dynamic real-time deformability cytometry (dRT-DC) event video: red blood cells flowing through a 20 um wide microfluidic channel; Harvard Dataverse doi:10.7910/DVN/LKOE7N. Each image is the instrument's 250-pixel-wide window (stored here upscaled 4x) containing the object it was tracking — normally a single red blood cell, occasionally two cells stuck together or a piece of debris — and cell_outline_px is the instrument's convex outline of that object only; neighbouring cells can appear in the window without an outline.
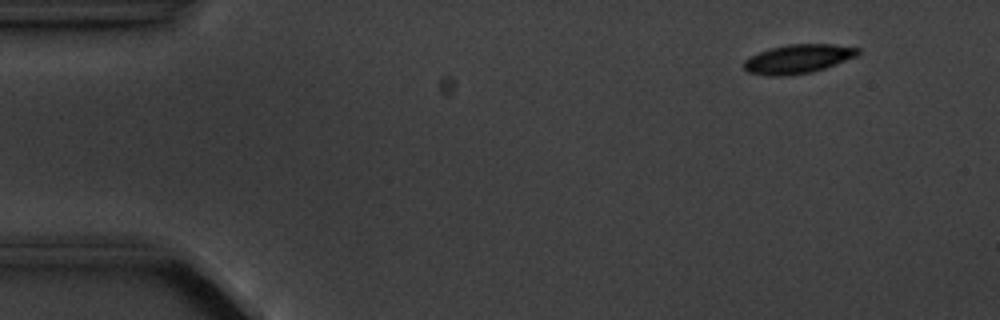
{"species": "common noctule bat (a hibernating species)", "species_latin": "Nyctalus noctula", "temperature_condition": "cold", "stored_images_in_passage": 6, "camera_frame_rate_fps": 3000, "um_per_image_px": 0.085, "animal": {"sex": "male", "body_mass_g": 20.1, "forearm_length_mm": 53.5}, "frame": {"image": 1, "passage_image": 2, "time_ms": 1.333, "image_size_px": [1000, 320], "cell_outline_px": [[860, 52], [856, 56], [836, 64], [812, 72], [784, 76], [768, 76], [748, 72], [744, 68], [744, 60], [748, 56], [772, 48], [788, 44], [832, 44], [860, 48]], "centroid_in_image_um": [67.82, 5.01], "position_along_channel_um": 17.2, "area_um2": 19.19}}